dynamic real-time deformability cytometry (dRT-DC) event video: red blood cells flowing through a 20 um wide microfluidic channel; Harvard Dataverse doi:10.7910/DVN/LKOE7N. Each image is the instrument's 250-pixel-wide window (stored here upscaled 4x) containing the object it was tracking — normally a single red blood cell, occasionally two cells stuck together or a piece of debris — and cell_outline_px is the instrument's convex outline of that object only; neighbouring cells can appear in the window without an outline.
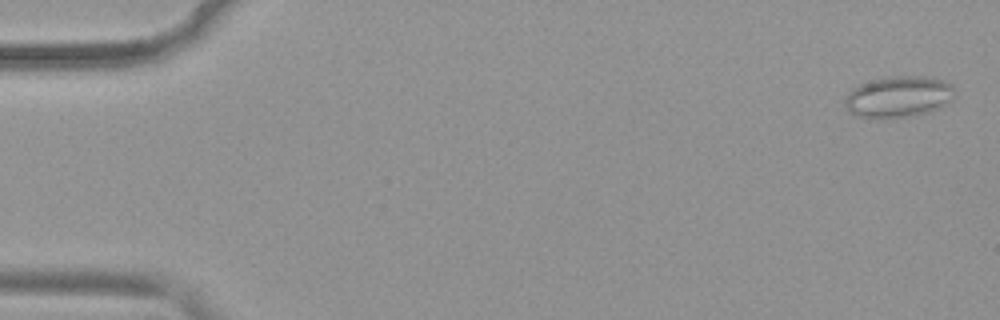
{"species": "common noctule bat (a hibernating species)", "species_latin": "Nyctalus noctula", "temperature_condition": "warm", "stored_images_in_passage": 51, "camera_frame_rate_fps": 3000, "um_per_image_px": 0.085, "animal": {"sex": "female", "body_mass_g": 19.9}, "frame": {"image": 1, "passage_image": 2, "time_ms": 0.333, "image_size_px": [1000, 320], "cell_outline_px": [[956, 88], [952, 100], [928, 112], [908, 116], [856, 116], [848, 112], [844, 104], [844, 100], [848, 92], [852, 88], [860, 84], [872, 80], [888, 76], [932, 76], [944, 80], [952, 84]], "centroid_in_image_um": [76.39, 8.17], "position_along_channel_um": 8.6, "area_um2": 26.24}}
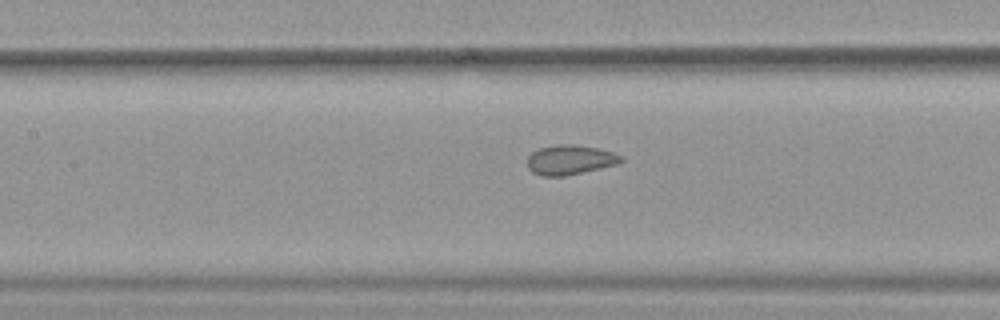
{"frame": {"image": 2, "passage_image": 24, "time_ms": 7.667, "image_size_px": [1000, 320], "cell_outline_px": [[624, 160], [616, 164], [600, 168], [564, 176], [540, 176], [532, 172], [528, 168], [528, 156], [532, 152], [540, 148], [556, 144], [572, 144], [600, 148], [624, 156]], "centroid_in_image_um": [48.45, 13.58], "position_along_channel_um": 158.9, "area_um2": 16.24}}
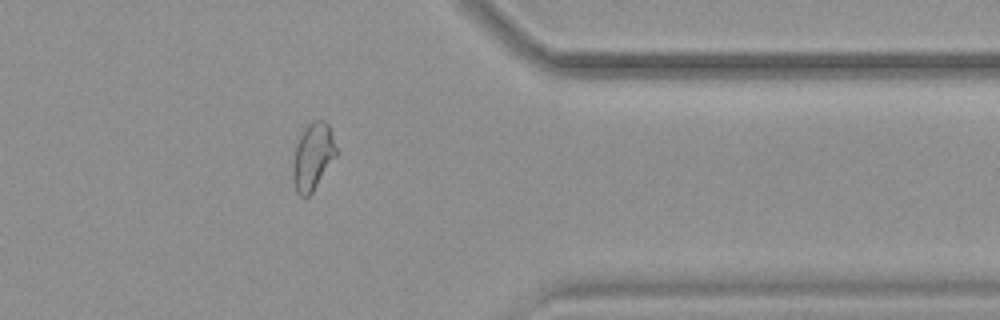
{"frame": {"image": 3, "passage_image": 42, "time_ms": 13.667, "image_size_px": [1000, 320], "cell_outline_px": [[340, 152], [312, 192], [308, 196], [300, 196], [296, 192], [292, 176], [292, 168], [296, 144], [304, 128], [312, 120], [324, 120], [328, 124]], "centroid_in_image_um": [26.62, 13.29], "position_along_channel_um": 384.8, "area_um2": 17.22}, "authors_computed_cell_mechanics": {"area_um2": 17.3978, "velocity_mm_per_s": 3.9801, "shape_relaxation_time_tau1_ms": null, "shape_relaxation_time_tau2_ms": 1.0146, "deformation_change_tau1": null, "deformation_change_tau2": 0.0494}}